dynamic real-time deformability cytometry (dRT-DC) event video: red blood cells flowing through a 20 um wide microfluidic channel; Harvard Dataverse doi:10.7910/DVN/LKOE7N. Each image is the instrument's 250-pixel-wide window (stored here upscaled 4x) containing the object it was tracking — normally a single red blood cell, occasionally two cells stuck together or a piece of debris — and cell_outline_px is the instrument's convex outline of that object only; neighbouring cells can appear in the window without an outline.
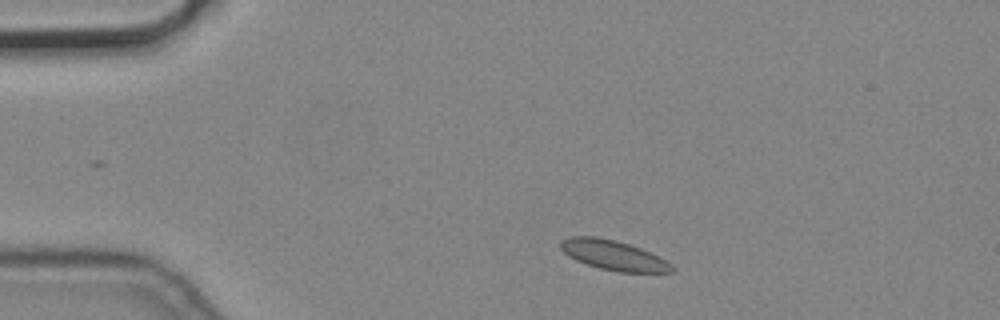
{"species": "common noctule bat (a hibernating species)", "species_latin": "Nyctalus noctula", "temperature_condition": "cold", "stored_images_in_passage": 5, "camera_frame_rate_fps": 3000, "um_per_image_px": 0.085, "animal": {"sex": "male", "body_mass_g": 19.2, "forearm_length_mm": 51.8}, "frame": {"image": 1, "passage_image": 1, "time_ms": 0.0, "image_size_px": [1000, 320], "cell_outline_px": [[676, 272], [616, 272], [600, 268], [576, 260], [568, 256], [560, 248], [560, 240], [572, 236], [596, 236], [616, 240], [640, 248], [672, 264], [676, 268]], "centroid_in_image_um": [52.13, 21.69], "position_along_channel_um": 32.9, "area_um2": 19.25}}
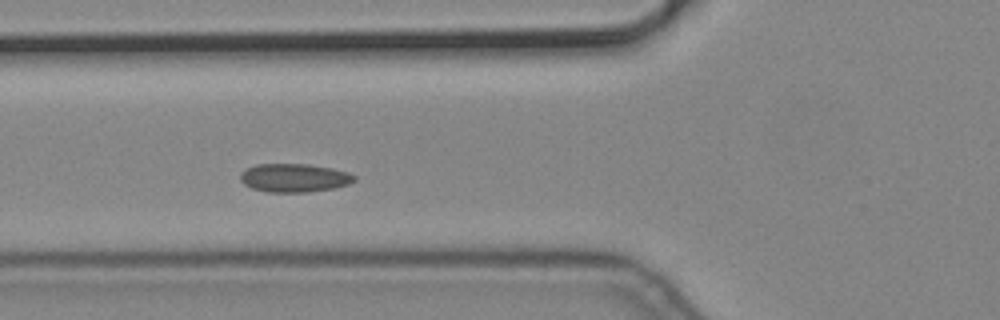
{"frame": {"image": 2, "passage_image": 4, "time_ms": 1.0, "image_size_px": [1000, 320], "cell_outline_px": [[356, 180], [348, 184], [336, 188], [308, 192], [268, 192], [252, 188], [244, 184], [240, 180], [240, 172], [256, 164], [308, 164], [332, 168], [348, 172], [356, 176]], "centroid_in_image_um": [25.02, 15.12], "position_along_channel_um": 100.8, "area_um2": 19.02}}
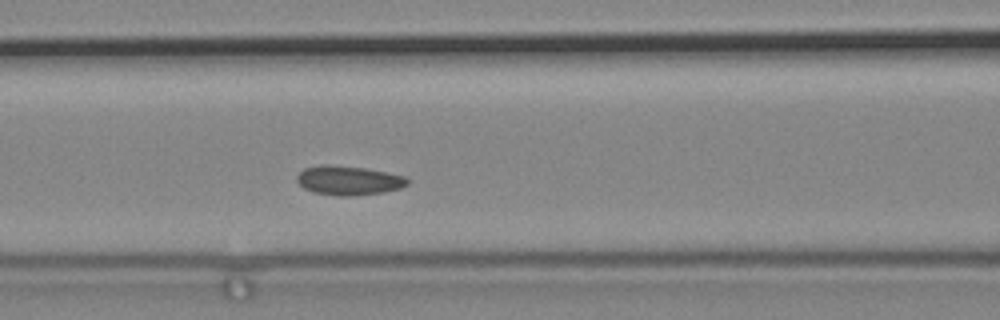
{"frame": {"image": 3, "passage_image": 5, "time_ms": 1.333, "image_size_px": [1000, 320], "cell_outline_px": [[408, 184], [400, 188], [384, 192], [348, 196], [340, 196], [312, 192], [304, 188], [296, 180], [296, 176], [304, 168], [320, 164], [328, 164], [364, 168], [388, 172], [404, 176], [408, 180]], "centroid_in_image_um": [29.6, 15.33], "position_along_channel_um": 137.0, "area_um2": 18.84}}